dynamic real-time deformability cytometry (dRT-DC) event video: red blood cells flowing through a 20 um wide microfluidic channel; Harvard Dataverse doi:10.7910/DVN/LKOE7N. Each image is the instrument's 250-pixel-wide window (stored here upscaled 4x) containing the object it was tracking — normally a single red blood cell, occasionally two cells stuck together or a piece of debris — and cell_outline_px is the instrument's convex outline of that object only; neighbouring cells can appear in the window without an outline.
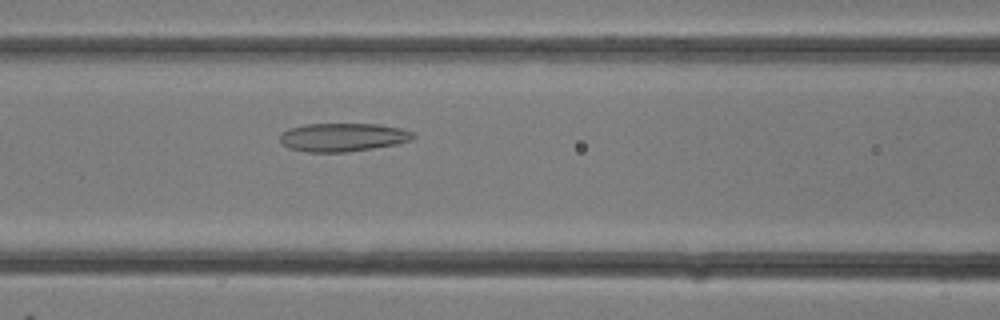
{"species": "common noctule bat (a hibernating species)", "species_latin": "Nyctalus noctula", "temperature_condition": "room temperature", "stored_images_in_passage": 15, "camera_frame_rate_fps": 3000, "um_per_image_px": 0.085, "animal": {"sex": "female"}, "frame": {"image": 1, "passage_image": 13, "time_ms": 4.0, "image_size_px": [1000, 320], "cell_outline_px": [[416, 136], [412, 140], [396, 144], [348, 152], [304, 152], [288, 148], [280, 140], [280, 132], [288, 128], [304, 124], [380, 124], [400, 128], [412, 132]], "centroid_in_image_um": [29.11, 11.66], "position_along_channel_um": 137.5, "area_um2": 22.2}}
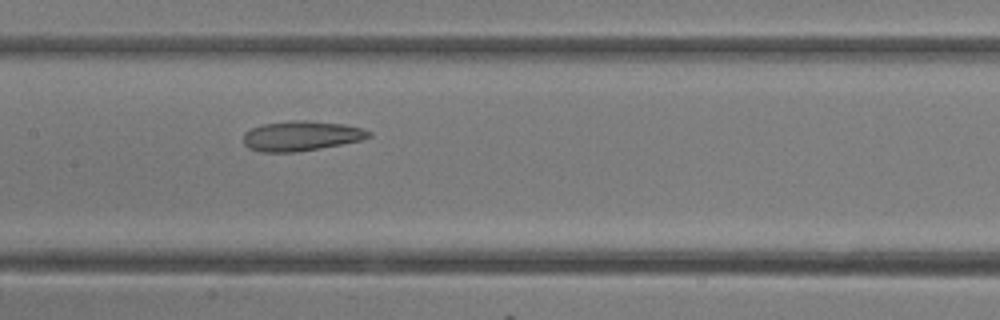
{"frame": {"image": 2, "passage_image": 15, "time_ms": 4.667, "image_size_px": [1000, 320], "cell_outline_px": [[372, 136], [360, 140], [320, 148], [296, 152], [260, 152], [248, 148], [244, 144], [244, 132], [252, 128], [264, 124], [292, 120], [304, 120], [344, 124], [364, 128], [372, 132]], "centroid_in_image_um": [25.61, 11.55], "position_along_channel_um": 181.8, "area_um2": 21.85}}